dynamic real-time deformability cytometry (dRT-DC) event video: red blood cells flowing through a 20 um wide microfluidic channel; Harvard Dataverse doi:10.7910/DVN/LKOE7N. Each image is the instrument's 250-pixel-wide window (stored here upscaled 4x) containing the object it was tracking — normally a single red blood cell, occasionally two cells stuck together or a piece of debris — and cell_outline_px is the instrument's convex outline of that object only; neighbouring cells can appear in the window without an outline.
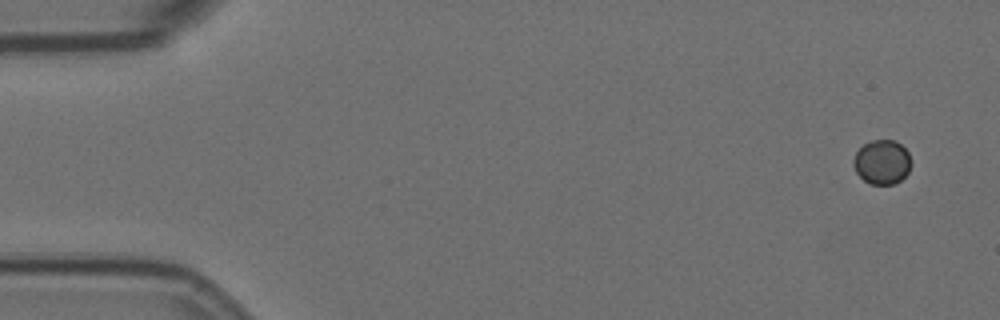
{"species": "Egyptian fruit bat (a non-hibernating species)", "species_latin": "Rousettus aegyptiacus", "temperature_condition": "room temperature", "stored_images_in_passage": 5, "camera_frame_rate_fps": 3000, "um_per_image_px": 0.085, "animal": {"sex": "female"}, "frame": {"image": 1, "passage_image": 1, "time_ms": 0.0, "image_size_px": [1000, 320], "cell_outline_px": [[912, 160], [908, 172], [900, 180], [892, 184], [872, 184], [864, 180], [856, 172], [852, 164], [852, 160], [856, 152], [864, 144], [872, 140], [896, 140], [908, 152]], "centroid_in_image_um": [74.97, 13.76], "position_along_channel_um": 10.0, "area_um2": 14.91}}
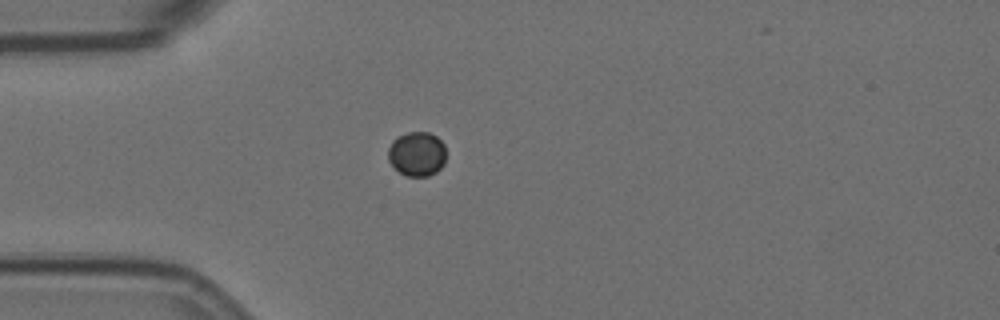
{"frame": {"image": 2, "passage_image": 5, "time_ms": 4.333, "image_size_px": [1000, 320], "cell_outline_px": [[444, 164], [436, 172], [428, 176], [404, 176], [388, 160], [388, 148], [392, 140], [396, 136], [408, 132], [428, 132], [436, 136], [444, 144]], "centroid_in_image_um": [35.42, 13.07], "position_along_channel_um": 49.6, "area_um2": 15.03}}